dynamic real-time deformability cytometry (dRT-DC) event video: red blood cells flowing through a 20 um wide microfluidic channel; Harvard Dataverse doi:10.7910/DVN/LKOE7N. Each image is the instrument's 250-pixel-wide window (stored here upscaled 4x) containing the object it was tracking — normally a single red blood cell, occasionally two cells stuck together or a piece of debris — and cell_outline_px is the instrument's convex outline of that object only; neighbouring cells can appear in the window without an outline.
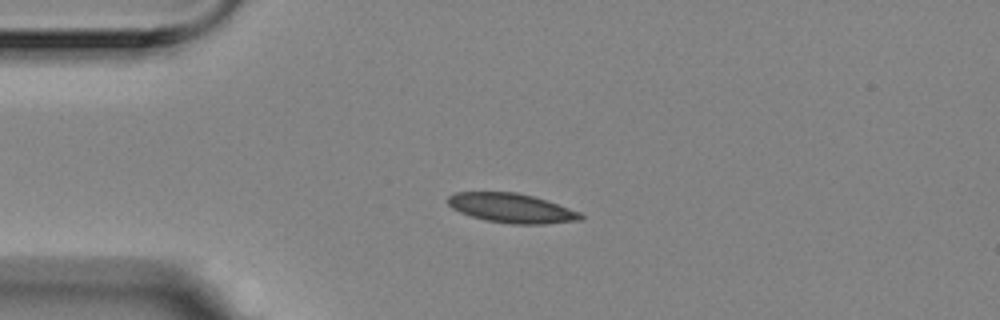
{"species": "Egyptian fruit bat (a non-hibernating species)", "species_latin": "Rousettus aegyptiacus", "temperature_condition": "room temperature", "stored_images_in_passage": 3, "camera_frame_rate_fps": 3000, "um_per_image_px": 0.085, "animal": {"sex": "female"}, "frame": {"image": 1, "passage_image": 3, "time_ms": 0.667, "image_size_px": [1000, 320], "cell_outline_px": [[584, 216], [580, 220], [544, 224], [512, 224], [484, 220], [460, 212], [452, 208], [448, 204], [448, 196], [456, 192], [516, 192], [548, 200], [580, 212]], "centroid_in_image_um": [43.49, 17.69], "position_along_channel_um": 41.5, "area_um2": 22.72}}